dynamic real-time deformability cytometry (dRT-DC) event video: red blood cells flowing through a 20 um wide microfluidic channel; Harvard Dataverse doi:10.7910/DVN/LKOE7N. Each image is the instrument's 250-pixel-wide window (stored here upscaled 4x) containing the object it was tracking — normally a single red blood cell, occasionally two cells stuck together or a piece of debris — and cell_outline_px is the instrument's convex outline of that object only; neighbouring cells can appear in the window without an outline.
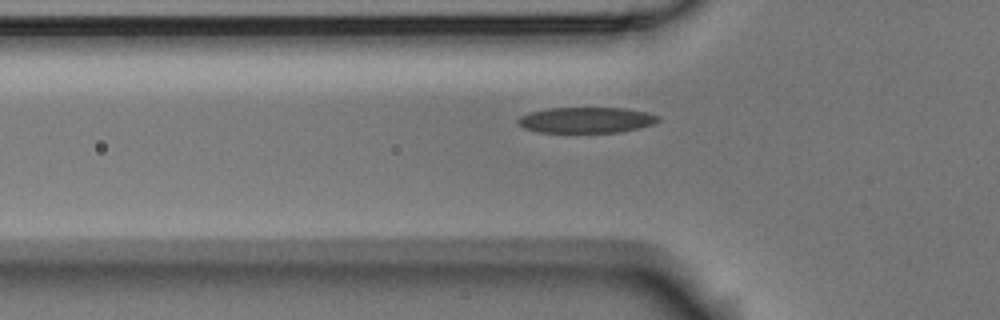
{"species": "Egyptian fruit bat (a non-hibernating species)", "species_latin": "Rousettus aegyptiacus", "temperature_condition": "room temperature", "stored_images_in_passage": 34, "camera_frame_rate_fps": 3000, "um_per_image_px": 0.085, "animal": {"sex": "male"}, "frame": {"image": 1, "passage_image": 2, "time_ms": 0.333, "image_size_px": [1000, 320], "cell_outline_px": [[660, 120], [652, 124], [620, 132], [540, 132], [524, 128], [516, 124], [516, 120], [520, 116], [528, 112], [548, 108], [624, 108], [648, 112], [660, 116]], "centroid_in_image_um": [49.79, 10.19], "position_along_channel_um": 76.0, "area_um2": 21.1}}
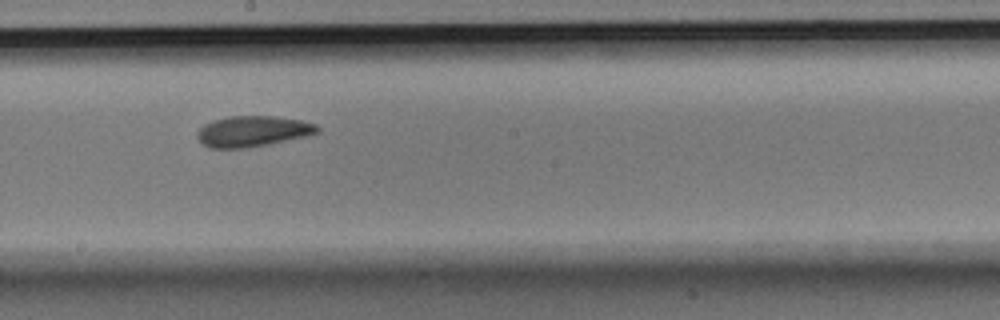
{"frame": {"image": 2, "passage_image": 14, "time_ms": 4.333, "image_size_px": [1000, 320], "cell_outline_px": [[320, 132], [304, 136], [268, 144], [248, 148], [208, 148], [196, 136], [196, 132], [204, 124], [212, 120], [228, 116], [272, 116], [300, 120], [316, 124], [320, 128]], "centroid_in_image_um": [21.45, 11.15], "position_along_channel_um": 226.8, "area_um2": 21.5}}
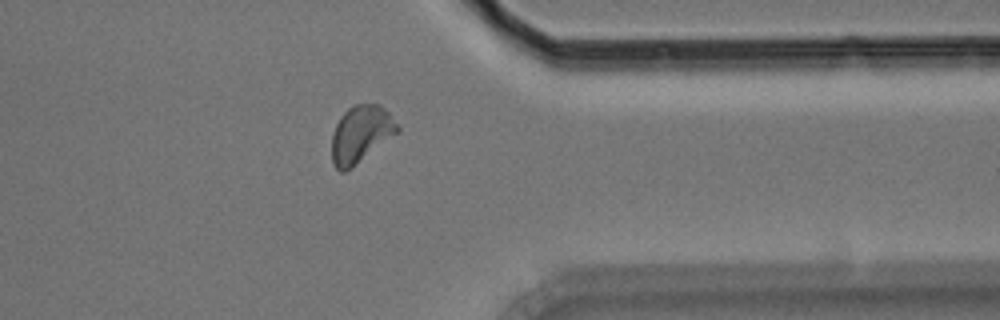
{"frame": {"image": 3, "passage_image": 27, "time_ms": 8.667, "image_size_px": [1000, 320], "cell_outline_px": [[400, 132], [344, 172], [340, 172], [332, 164], [332, 132], [340, 116], [352, 104], [380, 104], [388, 112], [400, 128]], "centroid_in_image_um": [30.66, 11.38], "position_along_channel_um": 380.7, "area_um2": 21.79}, "authors_computed_cell_mechanics": {"area_um2": 21.1259, "velocity_mm_per_s": 3.7446, "shape_relaxation_time_tau1_ms": 4.3068, "shape_relaxation_time_tau2_ms": 3.2029, "deformation_change_tau1": 0.1397, "deformation_change_tau2": 0.0992}}